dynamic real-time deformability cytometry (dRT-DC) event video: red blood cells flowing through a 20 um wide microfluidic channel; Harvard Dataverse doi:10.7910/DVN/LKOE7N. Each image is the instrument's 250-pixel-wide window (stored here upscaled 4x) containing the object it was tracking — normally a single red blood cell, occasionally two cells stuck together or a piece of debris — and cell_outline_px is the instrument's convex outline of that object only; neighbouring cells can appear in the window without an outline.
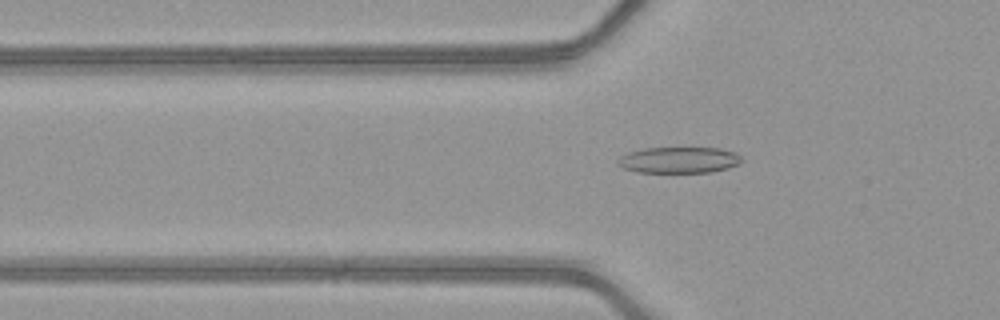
{"species": "common noctule bat (a hibernating species)", "species_latin": "Nyctalus noctula", "temperature_condition": "warm", "stored_images_in_passage": 51, "camera_frame_rate_fps": 3000, "um_per_image_px": 0.085, "animal": {"sex": "female", "body_mass_g": 21.9}, "frame": {"image": 1, "passage_image": 19, "time_ms": 6.0, "image_size_px": [1000, 320], "cell_outline_px": [[744, 160], [740, 164], [728, 168], [708, 172], [636, 172], [624, 168], [616, 164], [616, 160], [620, 156], [628, 152], [644, 148], [720, 148], [736, 152]], "centroid_in_image_um": [57.71, 13.6], "position_along_channel_um": 68.1, "area_um2": 19.02}}
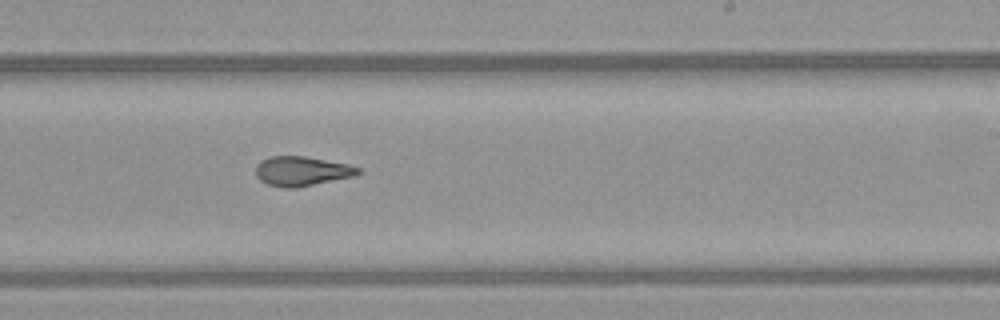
{"frame": {"image": 2, "passage_image": 33, "time_ms": 10.667, "image_size_px": [1000, 320], "cell_outline_px": [[360, 172], [352, 176], [296, 188], [284, 188], [268, 184], [260, 180], [256, 176], [256, 164], [260, 160], [268, 156], [304, 156], [348, 164], [360, 168]], "centroid_in_image_um": [25.59, 14.54], "position_along_channel_um": 263.4, "area_um2": 17.51}}
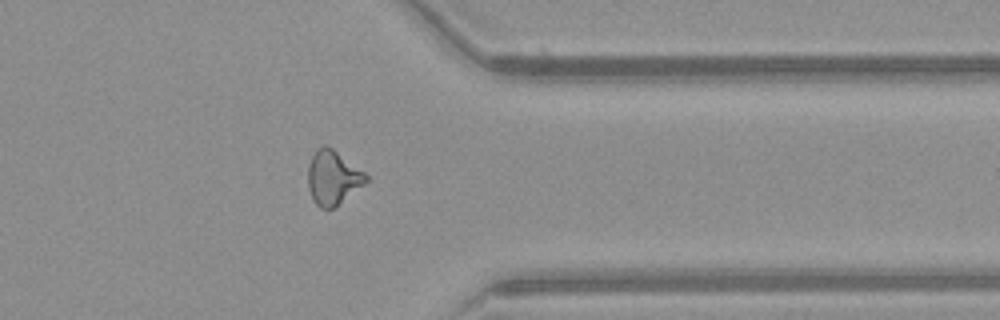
{"frame": {"image": 3, "passage_image": 42, "time_ms": 13.667, "image_size_px": [1000, 320], "cell_outline_px": [[368, 180], [364, 184], [332, 208], [320, 208], [312, 200], [308, 188], [308, 164], [316, 148], [324, 144], [328, 144], [364, 172], [368, 176]], "centroid_in_image_um": [28.26, 15.06], "position_along_channel_um": 383.1, "area_um2": 18.26}, "authors_computed_cell_mechanics": {"area_um2": 18.3804, "velocity_mm_per_s": 4.1914, "shape_relaxation_time_tau1_ms": null, "shape_relaxation_time_tau2_ms": 1.6287, "deformation_change_tau1": null, "deformation_change_tau2": 0.1015}}